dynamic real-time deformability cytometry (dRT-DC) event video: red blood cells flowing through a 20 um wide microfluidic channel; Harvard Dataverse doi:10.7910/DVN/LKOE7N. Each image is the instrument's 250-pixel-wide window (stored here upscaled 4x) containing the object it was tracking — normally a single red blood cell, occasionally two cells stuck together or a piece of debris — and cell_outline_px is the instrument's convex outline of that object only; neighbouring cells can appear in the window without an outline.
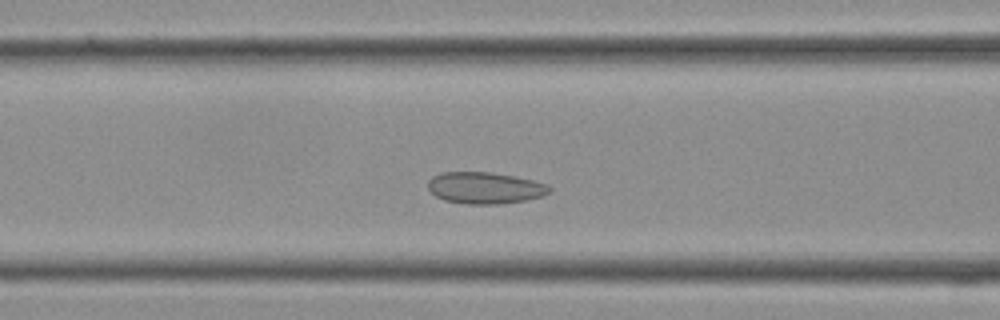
{"species": "Egyptian fruit bat (a non-hibernating species)", "species_latin": "Rousettus aegyptiacus", "temperature_condition": "cold", "stored_images_in_passage": 25, "camera_frame_rate_fps": 3000, "um_per_image_px": 0.085, "frame": {"image": 1, "passage_image": 10, "time_ms": 3.0, "image_size_px": [1000, 320], "cell_outline_px": [[552, 192], [544, 196], [524, 200], [500, 204], [468, 204], [444, 200], [436, 196], [428, 188], [428, 180], [432, 176], [440, 172], [492, 172], [532, 180], [548, 184], [552, 188]], "centroid_in_image_um": [41.24, 15.97], "position_along_channel_um": 125.4, "area_um2": 22.48}}
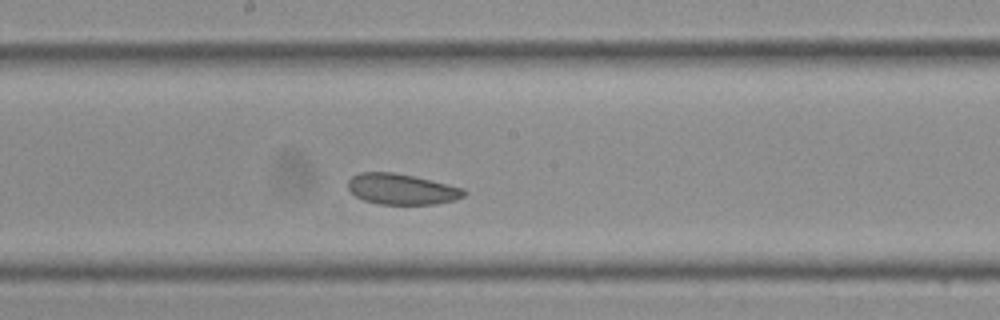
{"frame": {"image": 2, "passage_image": 15, "time_ms": 4.667, "image_size_px": [1000, 320], "cell_outline_px": [[468, 192], [464, 196], [456, 200], [436, 204], [376, 204], [364, 200], [356, 196], [348, 188], [348, 180], [352, 176], [360, 172], [392, 172], [412, 176], [464, 188]], "centroid_in_image_um": [34.15, 16.08], "position_along_channel_um": 214.1, "area_um2": 20.75}}
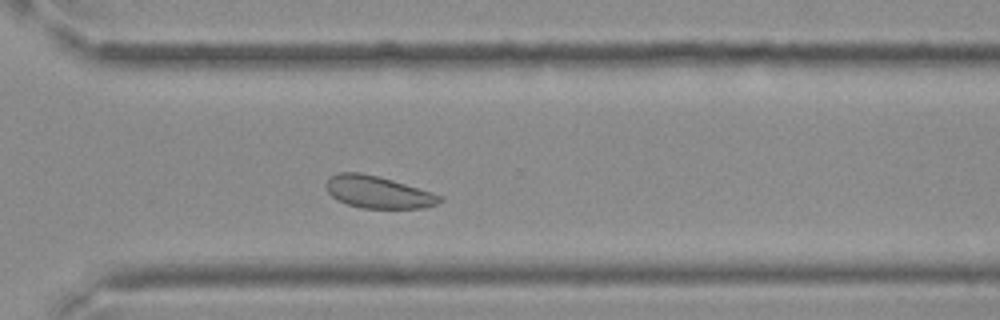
{"frame": {"image": 3, "passage_image": 22, "time_ms": 7.0, "image_size_px": [1000, 320], "cell_outline_px": [[444, 200], [436, 204], [424, 208], [364, 208], [348, 204], [336, 200], [328, 192], [324, 184], [332, 176], [340, 172], [360, 172], [392, 180], [432, 192], [444, 196]], "centroid_in_image_um": [32.15, 16.33], "position_along_channel_um": 338.5, "area_um2": 21.21}}